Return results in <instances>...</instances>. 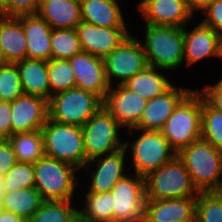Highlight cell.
<instances>
[{"instance_id":"obj_4","label":"cell","mask_w":222,"mask_h":222,"mask_svg":"<svg viewBox=\"0 0 222 222\" xmlns=\"http://www.w3.org/2000/svg\"><path fill=\"white\" fill-rule=\"evenodd\" d=\"M80 170L72 164L43 156L34 163L35 189L43 200L75 199Z\"/></svg>"},{"instance_id":"obj_41","label":"cell","mask_w":222,"mask_h":222,"mask_svg":"<svg viewBox=\"0 0 222 222\" xmlns=\"http://www.w3.org/2000/svg\"><path fill=\"white\" fill-rule=\"evenodd\" d=\"M11 135V102L0 101V139H8Z\"/></svg>"},{"instance_id":"obj_28","label":"cell","mask_w":222,"mask_h":222,"mask_svg":"<svg viewBox=\"0 0 222 222\" xmlns=\"http://www.w3.org/2000/svg\"><path fill=\"white\" fill-rule=\"evenodd\" d=\"M82 197L81 207H78L80 222H113L112 192H87ZM84 198V201H83Z\"/></svg>"},{"instance_id":"obj_25","label":"cell","mask_w":222,"mask_h":222,"mask_svg":"<svg viewBox=\"0 0 222 222\" xmlns=\"http://www.w3.org/2000/svg\"><path fill=\"white\" fill-rule=\"evenodd\" d=\"M0 47L7 63H16L27 58L25 32L16 17L0 15Z\"/></svg>"},{"instance_id":"obj_31","label":"cell","mask_w":222,"mask_h":222,"mask_svg":"<svg viewBox=\"0 0 222 222\" xmlns=\"http://www.w3.org/2000/svg\"><path fill=\"white\" fill-rule=\"evenodd\" d=\"M50 98L54 94L76 87V78L69 59L48 61Z\"/></svg>"},{"instance_id":"obj_16","label":"cell","mask_w":222,"mask_h":222,"mask_svg":"<svg viewBox=\"0 0 222 222\" xmlns=\"http://www.w3.org/2000/svg\"><path fill=\"white\" fill-rule=\"evenodd\" d=\"M82 51L104 58L134 31L127 27H100L81 21L76 27Z\"/></svg>"},{"instance_id":"obj_46","label":"cell","mask_w":222,"mask_h":222,"mask_svg":"<svg viewBox=\"0 0 222 222\" xmlns=\"http://www.w3.org/2000/svg\"><path fill=\"white\" fill-rule=\"evenodd\" d=\"M2 193H1V191H0V211L2 210Z\"/></svg>"},{"instance_id":"obj_44","label":"cell","mask_w":222,"mask_h":222,"mask_svg":"<svg viewBox=\"0 0 222 222\" xmlns=\"http://www.w3.org/2000/svg\"><path fill=\"white\" fill-rule=\"evenodd\" d=\"M0 15L8 17V0H0Z\"/></svg>"},{"instance_id":"obj_13","label":"cell","mask_w":222,"mask_h":222,"mask_svg":"<svg viewBox=\"0 0 222 222\" xmlns=\"http://www.w3.org/2000/svg\"><path fill=\"white\" fill-rule=\"evenodd\" d=\"M147 102L123 84L110 87L103 98L102 106L126 130L139 123Z\"/></svg>"},{"instance_id":"obj_17","label":"cell","mask_w":222,"mask_h":222,"mask_svg":"<svg viewBox=\"0 0 222 222\" xmlns=\"http://www.w3.org/2000/svg\"><path fill=\"white\" fill-rule=\"evenodd\" d=\"M48 100L22 94L11 102L12 134L41 130L47 119Z\"/></svg>"},{"instance_id":"obj_39","label":"cell","mask_w":222,"mask_h":222,"mask_svg":"<svg viewBox=\"0 0 222 222\" xmlns=\"http://www.w3.org/2000/svg\"><path fill=\"white\" fill-rule=\"evenodd\" d=\"M40 0H8V17L37 14Z\"/></svg>"},{"instance_id":"obj_38","label":"cell","mask_w":222,"mask_h":222,"mask_svg":"<svg viewBox=\"0 0 222 222\" xmlns=\"http://www.w3.org/2000/svg\"><path fill=\"white\" fill-rule=\"evenodd\" d=\"M196 90L203 96V99L214 109L222 112V77L214 84H206Z\"/></svg>"},{"instance_id":"obj_26","label":"cell","mask_w":222,"mask_h":222,"mask_svg":"<svg viewBox=\"0 0 222 222\" xmlns=\"http://www.w3.org/2000/svg\"><path fill=\"white\" fill-rule=\"evenodd\" d=\"M156 67L147 66L144 70L135 74L124 85L131 91L136 92L147 101L169 90L173 83L166 73ZM163 73V74H162ZM166 75V76H165Z\"/></svg>"},{"instance_id":"obj_19","label":"cell","mask_w":222,"mask_h":222,"mask_svg":"<svg viewBox=\"0 0 222 222\" xmlns=\"http://www.w3.org/2000/svg\"><path fill=\"white\" fill-rule=\"evenodd\" d=\"M192 90L190 87L173 85L165 93L155 96L147 102L142 118L134 128L161 131L178 104Z\"/></svg>"},{"instance_id":"obj_6","label":"cell","mask_w":222,"mask_h":222,"mask_svg":"<svg viewBox=\"0 0 222 222\" xmlns=\"http://www.w3.org/2000/svg\"><path fill=\"white\" fill-rule=\"evenodd\" d=\"M144 180L146 200L197 197L199 194L192 183L190 173L177 155L149 173Z\"/></svg>"},{"instance_id":"obj_10","label":"cell","mask_w":222,"mask_h":222,"mask_svg":"<svg viewBox=\"0 0 222 222\" xmlns=\"http://www.w3.org/2000/svg\"><path fill=\"white\" fill-rule=\"evenodd\" d=\"M142 38L129 34L104 60L105 74L111 86L123 85L147 66ZM116 80V81H115Z\"/></svg>"},{"instance_id":"obj_1","label":"cell","mask_w":222,"mask_h":222,"mask_svg":"<svg viewBox=\"0 0 222 222\" xmlns=\"http://www.w3.org/2000/svg\"><path fill=\"white\" fill-rule=\"evenodd\" d=\"M141 41L148 66L173 71L184 64V28L145 24Z\"/></svg>"},{"instance_id":"obj_32","label":"cell","mask_w":222,"mask_h":222,"mask_svg":"<svg viewBox=\"0 0 222 222\" xmlns=\"http://www.w3.org/2000/svg\"><path fill=\"white\" fill-rule=\"evenodd\" d=\"M82 52L76 29H52L51 59H70Z\"/></svg>"},{"instance_id":"obj_24","label":"cell","mask_w":222,"mask_h":222,"mask_svg":"<svg viewBox=\"0 0 222 222\" xmlns=\"http://www.w3.org/2000/svg\"><path fill=\"white\" fill-rule=\"evenodd\" d=\"M24 94H31L50 100L48 61L25 58L15 63Z\"/></svg>"},{"instance_id":"obj_42","label":"cell","mask_w":222,"mask_h":222,"mask_svg":"<svg viewBox=\"0 0 222 222\" xmlns=\"http://www.w3.org/2000/svg\"><path fill=\"white\" fill-rule=\"evenodd\" d=\"M213 0H186L189 10L197 15V11L201 12L212 2Z\"/></svg>"},{"instance_id":"obj_20","label":"cell","mask_w":222,"mask_h":222,"mask_svg":"<svg viewBox=\"0 0 222 222\" xmlns=\"http://www.w3.org/2000/svg\"><path fill=\"white\" fill-rule=\"evenodd\" d=\"M197 197L146 200L143 222H191L196 219Z\"/></svg>"},{"instance_id":"obj_40","label":"cell","mask_w":222,"mask_h":222,"mask_svg":"<svg viewBox=\"0 0 222 222\" xmlns=\"http://www.w3.org/2000/svg\"><path fill=\"white\" fill-rule=\"evenodd\" d=\"M8 139H0V179L17 163Z\"/></svg>"},{"instance_id":"obj_5","label":"cell","mask_w":222,"mask_h":222,"mask_svg":"<svg viewBox=\"0 0 222 222\" xmlns=\"http://www.w3.org/2000/svg\"><path fill=\"white\" fill-rule=\"evenodd\" d=\"M201 119L202 95L193 88L178 104L161 130L176 153L201 138Z\"/></svg>"},{"instance_id":"obj_33","label":"cell","mask_w":222,"mask_h":222,"mask_svg":"<svg viewBox=\"0 0 222 222\" xmlns=\"http://www.w3.org/2000/svg\"><path fill=\"white\" fill-rule=\"evenodd\" d=\"M34 163L17 162L0 179V191L12 192L24 188L35 187Z\"/></svg>"},{"instance_id":"obj_15","label":"cell","mask_w":222,"mask_h":222,"mask_svg":"<svg viewBox=\"0 0 222 222\" xmlns=\"http://www.w3.org/2000/svg\"><path fill=\"white\" fill-rule=\"evenodd\" d=\"M187 24L184 27V62L185 67L209 58H221V37L201 21L191 30Z\"/></svg>"},{"instance_id":"obj_47","label":"cell","mask_w":222,"mask_h":222,"mask_svg":"<svg viewBox=\"0 0 222 222\" xmlns=\"http://www.w3.org/2000/svg\"><path fill=\"white\" fill-rule=\"evenodd\" d=\"M220 48H221V59H222V36H221V45H220Z\"/></svg>"},{"instance_id":"obj_29","label":"cell","mask_w":222,"mask_h":222,"mask_svg":"<svg viewBox=\"0 0 222 222\" xmlns=\"http://www.w3.org/2000/svg\"><path fill=\"white\" fill-rule=\"evenodd\" d=\"M8 141L18 162L35 163L45 156L41 130L14 133Z\"/></svg>"},{"instance_id":"obj_43","label":"cell","mask_w":222,"mask_h":222,"mask_svg":"<svg viewBox=\"0 0 222 222\" xmlns=\"http://www.w3.org/2000/svg\"><path fill=\"white\" fill-rule=\"evenodd\" d=\"M0 222H27V221L20 216H17L11 212L2 209L0 211Z\"/></svg>"},{"instance_id":"obj_23","label":"cell","mask_w":222,"mask_h":222,"mask_svg":"<svg viewBox=\"0 0 222 222\" xmlns=\"http://www.w3.org/2000/svg\"><path fill=\"white\" fill-rule=\"evenodd\" d=\"M80 3L82 21L100 27H130L126 25L130 20L124 18L118 0H82Z\"/></svg>"},{"instance_id":"obj_18","label":"cell","mask_w":222,"mask_h":222,"mask_svg":"<svg viewBox=\"0 0 222 222\" xmlns=\"http://www.w3.org/2000/svg\"><path fill=\"white\" fill-rule=\"evenodd\" d=\"M76 78V87L98 95L102 100L110 89L101 57L80 52L69 59Z\"/></svg>"},{"instance_id":"obj_3","label":"cell","mask_w":222,"mask_h":222,"mask_svg":"<svg viewBox=\"0 0 222 222\" xmlns=\"http://www.w3.org/2000/svg\"><path fill=\"white\" fill-rule=\"evenodd\" d=\"M126 131L128 137L129 135L132 138L136 137L132 140L133 142L130 139L124 140V148L126 152H130L132 159L129 158L128 163L132 161L133 166L131 165L130 168L133 167V173L141 177H146L177 155L161 131L142 130L134 127Z\"/></svg>"},{"instance_id":"obj_36","label":"cell","mask_w":222,"mask_h":222,"mask_svg":"<svg viewBox=\"0 0 222 222\" xmlns=\"http://www.w3.org/2000/svg\"><path fill=\"white\" fill-rule=\"evenodd\" d=\"M24 94L17 66L6 63L0 66V101L12 102Z\"/></svg>"},{"instance_id":"obj_7","label":"cell","mask_w":222,"mask_h":222,"mask_svg":"<svg viewBox=\"0 0 222 222\" xmlns=\"http://www.w3.org/2000/svg\"><path fill=\"white\" fill-rule=\"evenodd\" d=\"M41 133L45 156L72 164L81 171L86 164L81 126L63 124L48 118Z\"/></svg>"},{"instance_id":"obj_34","label":"cell","mask_w":222,"mask_h":222,"mask_svg":"<svg viewBox=\"0 0 222 222\" xmlns=\"http://www.w3.org/2000/svg\"><path fill=\"white\" fill-rule=\"evenodd\" d=\"M201 138L222 150V112L212 108L202 96Z\"/></svg>"},{"instance_id":"obj_14","label":"cell","mask_w":222,"mask_h":222,"mask_svg":"<svg viewBox=\"0 0 222 222\" xmlns=\"http://www.w3.org/2000/svg\"><path fill=\"white\" fill-rule=\"evenodd\" d=\"M136 5L143 24L184 28L195 17L186 0H142Z\"/></svg>"},{"instance_id":"obj_45","label":"cell","mask_w":222,"mask_h":222,"mask_svg":"<svg viewBox=\"0 0 222 222\" xmlns=\"http://www.w3.org/2000/svg\"><path fill=\"white\" fill-rule=\"evenodd\" d=\"M7 62H6V60L4 59V56H3V54H2V51H1V47H0V66L1 65H4V64H6Z\"/></svg>"},{"instance_id":"obj_2","label":"cell","mask_w":222,"mask_h":222,"mask_svg":"<svg viewBox=\"0 0 222 222\" xmlns=\"http://www.w3.org/2000/svg\"><path fill=\"white\" fill-rule=\"evenodd\" d=\"M177 156L190 173L199 192L220 191L222 188V150L203 138L183 148Z\"/></svg>"},{"instance_id":"obj_37","label":"cell","mask_w":222,"mask_h":222,"mask_svg":"<svg viewBox=\"0 0 222 222\" xmlns=\"http://www.w3.org/2000/svg\"><path fill=\"white\" fill-rule=\"evenodd\" d=\"M203 24L211 27L220 37L222 36V0H213L203 11Z\"/></svg>"},{"instance_id":"obj_9","label":"cell","mask_w":222,"mask_h":222,"mask_svg":"<svg viewBox=\"0 0 222 222\" xmlns=\"http://www.w3.org/2000/svg\"><path fill=\"white\" fill-rule=\"evenodd\" d=\"M121 129L123 127L102 106L82 126L86 163L95 157L124 148Z\"/></svg>"},{"instance_id":"obj_35","label":"cell","mask_w":222,"mask_h":222,"mask_svg":"<svg viewBox=\"0 0 222 222\" xmlns=\"http://www.w3.org/2000/svg\"><path fill=\"white\" fill-rule=\"evenodd\" d=\"M197 222H222V194L199 192L196 203Z\"/></svg>"},{"instance_id":"obj_8","label":"cell","mask_w":222,"mask_h":222,"mask_svg":"<svg viewBox=\"0 0 222 222\" xmlns=\"http://www.w3.org/2000/svg\"><path fill=\"white\" fill-rule=\"evenodd\" d=\"M103 105L96 94L74 87L51 96L48 101L49 119L83 126Z\"/></svg>"},{"instance_id":"obj_21","label":"cell","mask_w":222,"mask_h":222,"mask_svg":"<svg viewBox=\"0 0 222 222\" xmlns=\"http://www.w3.org/2000/svg\"><path fill=\"white\" fill-rule=\"evenodd\" d=\"M23 26L28 59H51L52 28L38 14L20 15L16 17Z\"/></svg>"},{"instance_id":"obj_11","label":"cell","mask_w":222,"mask_h":222,"mask_svg":"<svg viewBox=\"0 0 222 222\" xmlns=\"http://www.w3.org/2000/svg\"><path fill=\"white\" fill-rule=\"evenodd\" d=\"M111 192L113 222H143L146 201L144 177L128 173L113 186Z\"/></svg>"},{"instance_id":"obj_22","label":"cell","mask_w":222,"mask_h":222,"mask_svg":"<svg viewBox=\"0 0 222 222\" xmlns=\"http://www.w3.org/2000/svg\"><path fill=\"white\" fill-rule=\"evenodd\" d=\"M37 14L52 29H76L82 21L81 3L73 0H40Z\"/></svg>"},{"instance_id":"obj_12","label":"cell","mask_w":222,"mask_h":222,"mask_svg":"<svg viewBox=\"0 0 222 222\" xmlns=\"http://www.w3.org/2000/svg\"><path fill=\"white\" fill-rule=\"evenodd\" d=\"M128 155L126 149L122 148L88 160L80 171L88 174L87 178L89 176L87 192H110L113 186L129 173V166L126 164Z\"/></svg>"},{"instance_id":"obj_30","label":"cell","mask_w":222,"mask_h":222,"mask_svg":"<svg viewBox=\"0 0 222 222\" xmlns=\"http://www.w3.org/2000/svg\"><path fill=\"white\" fill-rule=\"evenodd\" d=\"M70 201L44 200L27 222H77L78 207Z\"/></svg>"},{"instance_id":"obj_27","label":"cell","mask_w":222,"mask_h":222,"mask_svg":"<svg viewBox=\"0 0 222 222\" xmlns=\"http://www.w3.org/2000/svg\"><path fill=\"white\" fill-rule=\"evenodd\" d=\"M2 193V209L28 221L44 201L35 187Z\"/></svg>"}]
</instances>
